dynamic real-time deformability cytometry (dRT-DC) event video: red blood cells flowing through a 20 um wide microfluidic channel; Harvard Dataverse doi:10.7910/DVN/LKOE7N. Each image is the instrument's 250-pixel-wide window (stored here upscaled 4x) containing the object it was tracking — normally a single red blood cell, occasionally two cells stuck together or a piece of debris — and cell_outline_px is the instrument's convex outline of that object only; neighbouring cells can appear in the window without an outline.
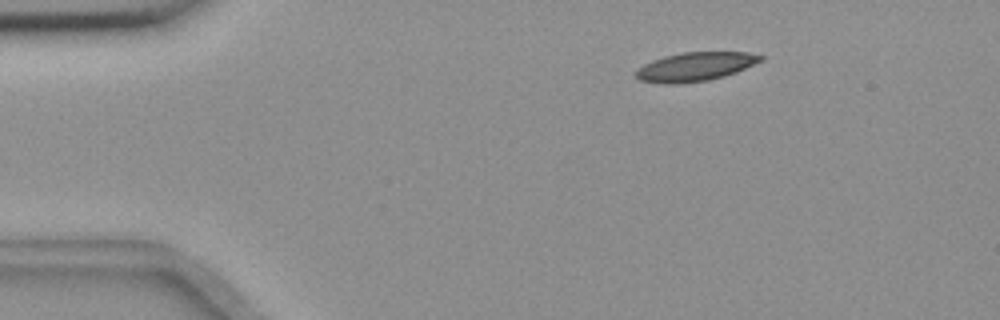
{"species": "common noctule bat (a hibernating species)", "species_latin": "Nyctalus noctula", "temperature_condition": "room temperature", "stored_images_in_passage": 48, "camera_frame_rate_fps": 3000, "um_per_image_px": 0.085, "animal": {"sex": "female", "body_mass_g": 18.4}, "frame": {"image": 1, "passage_image": 1, "time_ms": 0.0, "image_size_px": [1000, 320], "cell_outline_px": [[764, 60], [736, 72], [724, 76], [708, 80], [676, 84], [664, 84], [640, 80], [636, 76], [636, 68], [652, 60], [664, 56], [684, 52], [748, 52], [764, 56]], "centroid_in_image_um": [59.1, 5.66], "position_along_channel_um": 25.9, "area_um2": 20.98}}
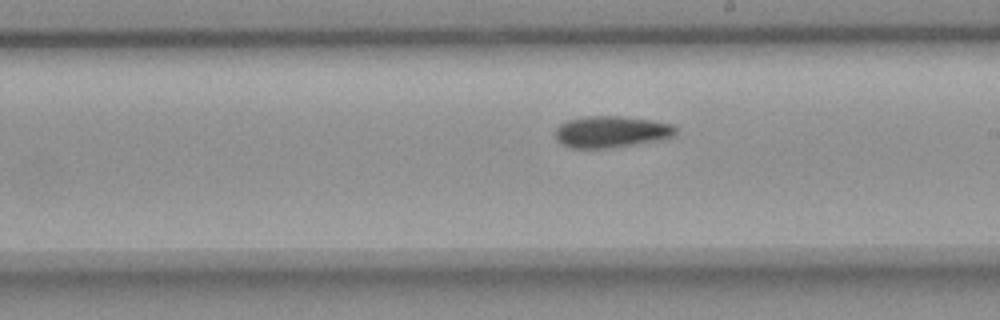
{"frame": {"image": 2, "passage_image": 24, "time_ms": 7.667, "image_size_px": [1000, 320], "cell_outline_px": [[676, 136], [664, 140], [640, 144], [612, 148], [572, 148], [560, 144], [556, 140], [556, 128], [560, 124], [568, 120], [588, 116], [620, 116], [652, 120], [672, 124], [676, 128]], "centroid_in_image_um": [52.0, 11.22], "position_along_channel_um": 237.0, "area_um2": 22.54}}
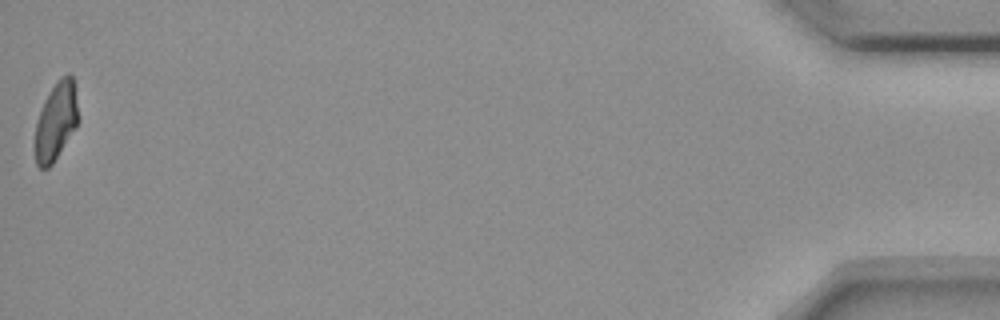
{"frame": {"image": 3, "passage_image": 48, "time_ms": 15.667, "image_size_px": [1000, 320], "cell_outline_px": [[80, 120], [52, 164], [48, 168], [40, 168], [36, 164], [36, 124], [44, 100], [60, 76], [68, 72], [72, 76]], "centroid_in_image_um": [4.78, 10.28], "position_along_channel_um": 430.4, "area_um2": 19.31}}